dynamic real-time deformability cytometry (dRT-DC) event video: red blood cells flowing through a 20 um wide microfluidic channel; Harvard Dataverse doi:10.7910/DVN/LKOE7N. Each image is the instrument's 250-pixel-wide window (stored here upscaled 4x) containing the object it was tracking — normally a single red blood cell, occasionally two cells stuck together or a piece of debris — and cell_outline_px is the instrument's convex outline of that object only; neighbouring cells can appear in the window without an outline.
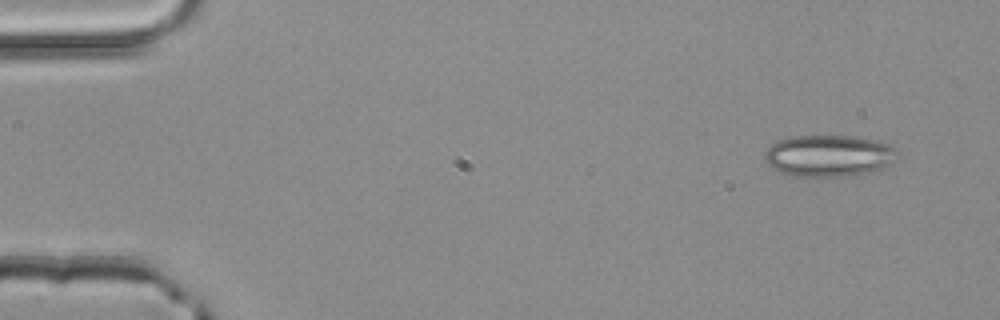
{"species": "common noctule bat (a hibernating species)", "species_latin": "Nyctalus noctula", "temperature_condition": "room temperature", "stored_images_in_passage": 3, "camera_frame_rate_fps": 3000, "um_per_image_px": 0.085, "animal": {"sex": "male", "body_mass_g": 20.4}, "frame": {"image": 1, "passage_image": 1, "time_ms": 0.0, "image_size_px": [1000, 320], "cell_outline_px": [[896, 156], [884, 168], [864, 172], [840, 176], [788, 176], [772, 168], [764, 160], [764, 152], [772, 144], [780, 140], [792, 136], [856, 136], [876, 140], [888, 144], [896, 148]], "centroid_in_image_um": [70.39, 13.23], "position_along_channel_um": 14.6, "area_um2": 31.96}}
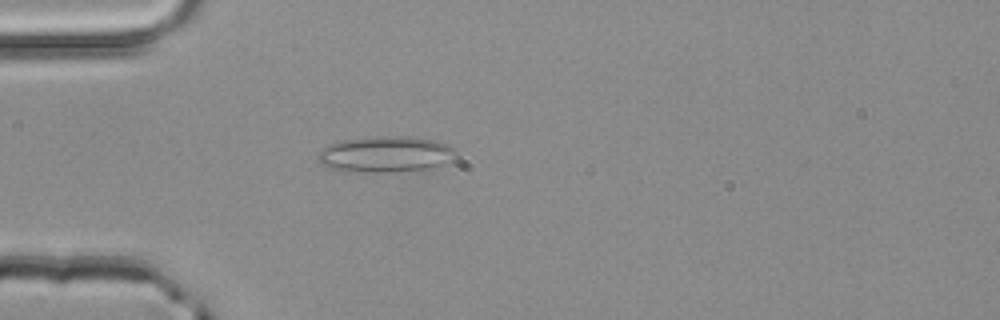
{"frame": {"image": 2, "passage_image": 3, "time_ms": 0.667, "image_size_px": [1000, 320], "cell_outline_px": [[456, 160], [428, 168], [392, 172], [344, 172], [328, 168], [320, 164], [316, 156], [320, 148], [328, 144], [340, 140], [376, 136], [408, 136], [436, 140], [448, 144], [456, 152]], "centroid_in_image_um": [32.72, 13.11], "position_along_channel_um": 52.3, "area_um2": 29.65}}